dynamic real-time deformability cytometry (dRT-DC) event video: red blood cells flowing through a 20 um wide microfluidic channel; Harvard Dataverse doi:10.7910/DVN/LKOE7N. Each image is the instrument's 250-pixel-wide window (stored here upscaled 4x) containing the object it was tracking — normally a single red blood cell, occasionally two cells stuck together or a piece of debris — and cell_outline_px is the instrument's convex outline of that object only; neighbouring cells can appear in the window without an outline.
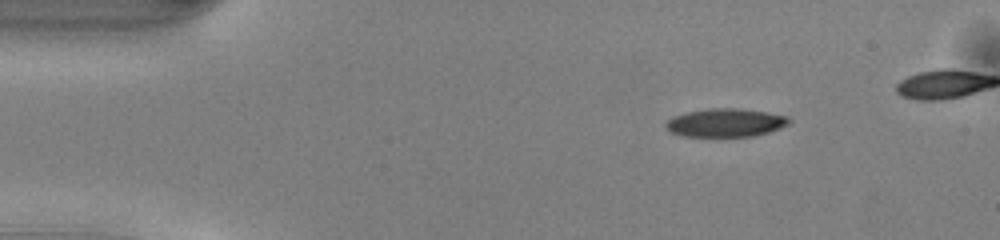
{"species": "common noctule bat (a hibernating species)", "species_latin": "Nyctalus noctula", "temperature_condition": "warm", "stored_images_in_passage": 39, "camera_frame_rate_fps": 3000, "um_per_image_px": 0.085, "animal": {"sex": "male", "body_mass_g": 13.0, "forearm_length_mm": 53.1}, "frame": {"image": 1, "passage_image": 1, "time_ms": 0.0, "image_size_px": [1000, 240], "cell_outline_px": [[792, 120], [788, 124], [780, 128], [768, 132], [752, 136], [684, 136], [672, 132], [664, 124], [672, 116], [684, 112], [708, 108], [740, 108], [768, 112], [788, 116]], "centroid_in_image_um": [61.69, 10.41], "position_along_channel_um": 23.3, "area_um2": 20.4}}
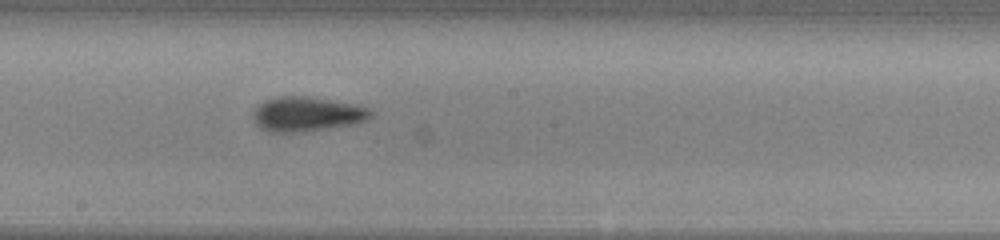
{"frame": {"image": 2, "passage_image": 21, "time_ms": 6.667, "image_size_px": [1000, 240], "cell_outline_px": [[372, 116], [368, 120], [356, 124], [328, 128], [292, 132], [268, 132], [260, 128], [256, 124], [252, 116], [252, 112], [264, 100], [276, 96], [308, 96], [352, 104], [368, 108], [372, 112]], "centroid_in_image_um": [26.06, 9.7], "position_along_channel_um": 222.1, "area_um2": 23.7}}
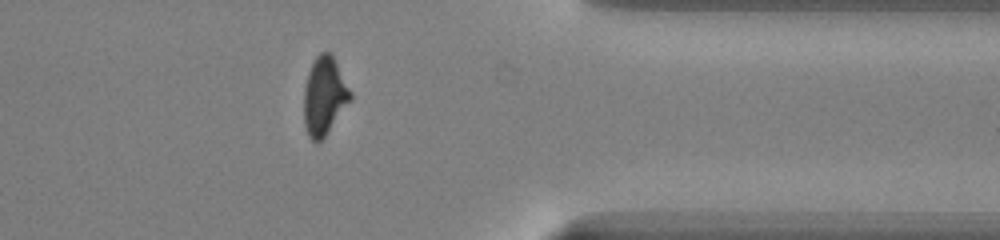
{"frame": {"image": 3, "passage_image": 34, "time_ms": 11.0, "image_size_px": [1000, 240], "cell_outline_px": [[352, 100], [324, 136], [316, 144], [308, 136], [304, 124], [304, 88], [308, 72], [316, 56], [320, 52], [328, 52], [332, 56], [352, 92]], "centroid_in_image_um": [27.56, 8.18], "position_along_channel_um": 383.8, "area_um2": 20.98}, "authors_computed_cell_mechanics": {"area_um2": 22.1374, "velocity_mm_per_s": 4.0872, "shape_relaxation_time_tau1_ms": 4.1486, "shape_relaxation_time_tau2_ms": 2.034, "deformation_change_tau1": 0.1661, "deformation_change_tau2": 0.1085}}